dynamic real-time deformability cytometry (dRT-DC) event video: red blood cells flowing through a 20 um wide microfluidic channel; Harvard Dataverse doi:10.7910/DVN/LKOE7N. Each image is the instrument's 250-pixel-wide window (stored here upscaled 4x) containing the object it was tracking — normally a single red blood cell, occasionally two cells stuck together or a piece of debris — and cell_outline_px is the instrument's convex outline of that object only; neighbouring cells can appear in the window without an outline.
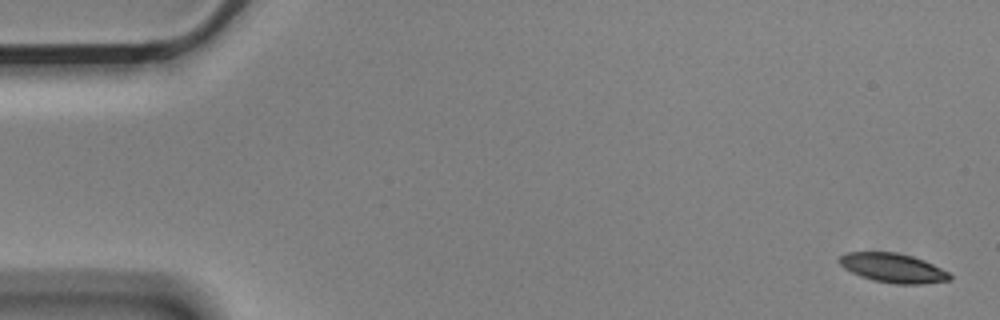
{"species": "Egyptian fruit bat (a non-hibernating species)", "species_latin": "Rousettus aegyptiacus", "temperature_condition": "cold", "stored_images_in_passage": 3, "camera_frame_rate_fps": 3000, "um_per_image_px": 0.085, "animal": {"sex": "male"}, "frame": {"image": 1, "passage_image": 1, "time_ms": 0.0, "image_size_px": [1000, 320], "cell_outline_px": [[952, 280], [920, 284], [896, 284], [872, 280], [860, 276], [844, 268], [836, 260], [840, 256], [848, 252], [896, 252], [912, 256], [924, 260], [948, 272], [952, 276]], "centroid_in_image_um": [75.89, 22.78], "position_along_channel_um": 9.1, "area_um2": 18.84}}